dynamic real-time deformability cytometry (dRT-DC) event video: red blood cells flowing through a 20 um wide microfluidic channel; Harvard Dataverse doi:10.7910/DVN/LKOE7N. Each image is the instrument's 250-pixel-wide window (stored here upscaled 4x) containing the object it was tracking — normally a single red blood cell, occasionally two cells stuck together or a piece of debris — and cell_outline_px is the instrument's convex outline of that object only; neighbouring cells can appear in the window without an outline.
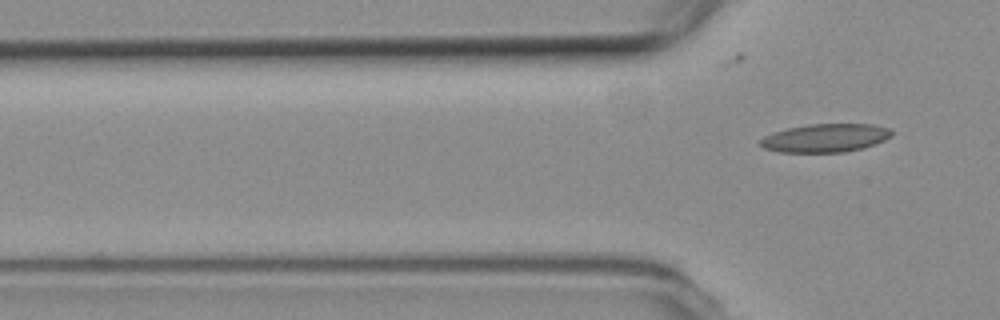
{"species": "common noctule bat (a hibernating species)", "species_latin": "Nyctalus noctula", "temperature_condition": "room temperature", "stored_images_in_passage": 2, "camera_frame_rate_fps": 3000, "um_per_image_px": 0.085, "animal": {"sex": "female", "body_mass_g": 19.3, "forearm_length_mm": 54.1}, "frame": {"image": 1, "passage_image": 2, "time_ms": 1.333, "image_size_px": [1000, 320], "cell_outline_px": [[892, 136], [876, 144], [844, 152], [780, 152], [764, 148], [756, 144], [764, 136], [788, 128], [808, 124], [872, 124], [888, 128], [892, 132]], "centroid_in_image_um": [70.14, 11.73], "position_along_channel_um": 55.7, "area_um2": 21.62}}